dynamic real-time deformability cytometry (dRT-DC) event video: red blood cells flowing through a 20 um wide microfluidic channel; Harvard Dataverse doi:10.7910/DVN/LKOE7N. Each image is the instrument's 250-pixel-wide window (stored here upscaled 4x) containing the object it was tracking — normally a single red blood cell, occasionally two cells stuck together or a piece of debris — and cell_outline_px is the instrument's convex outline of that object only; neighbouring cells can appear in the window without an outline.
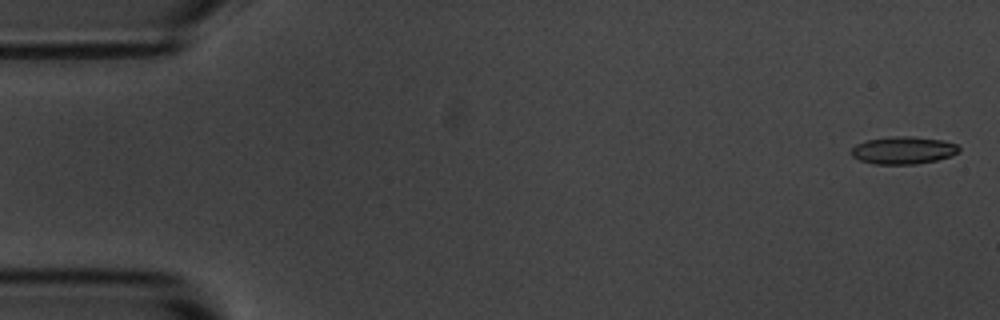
{"species": "common noctule bat (a hibernating species)", "species_latin": "Nyctalus noctula", "temperature_condition": "room temperature", "stored_images_in_passage": 5, "camera_frame_rate_fps": 3000, "um_per_image_px": 0.085, "animal": {"sex": "male", "body_mass_g": 20.1, "forearm_length_mm": 53.5}, "frame": {"image": 1, "passage_image": 1, "time_ms": 0.0, "image_size_px": [1000, 320], "cell_outline_px": [[960, 152], [952, 156], [936, 160], [916, 164], [876, 164], [860, 160], [852, 156], [852, 148], [856, 144], [868, 140], [892, 136], [908, 136], [940, 140], [956, 144], [960, 148]], "centroid_in_image_um": [76.8, 12.78], "position_along_channel_um": 8.2, "area_um2": 17.11}}
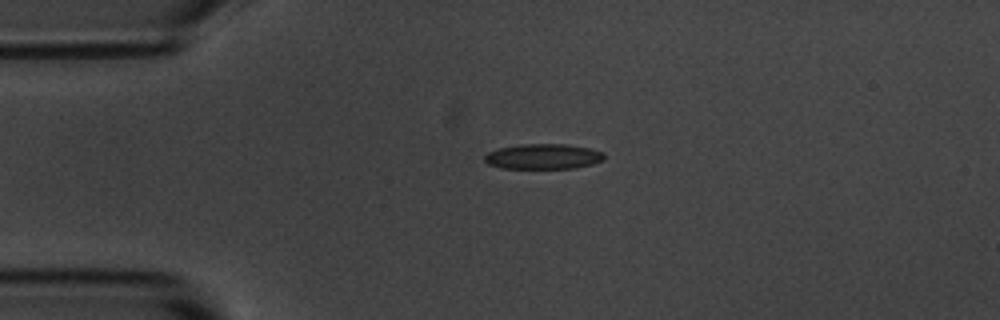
{"frame": {"image": 2, "passage_image": 4, "time_ms": 3.667, "image_size_px": [1000, 320], "cell_outline_px": [[604, 160], [592, 164], [576, 168], [500, 168], [488, 164], [484, 160], [484, 156], [488, 152], [500, 148], [520, 144], [568, 144], [588, 148], [604, 152]], "centroid_in_image_um": [46.18, 13.3], "position_along_channel_um": 38.8, "area_um2": 17.63}}